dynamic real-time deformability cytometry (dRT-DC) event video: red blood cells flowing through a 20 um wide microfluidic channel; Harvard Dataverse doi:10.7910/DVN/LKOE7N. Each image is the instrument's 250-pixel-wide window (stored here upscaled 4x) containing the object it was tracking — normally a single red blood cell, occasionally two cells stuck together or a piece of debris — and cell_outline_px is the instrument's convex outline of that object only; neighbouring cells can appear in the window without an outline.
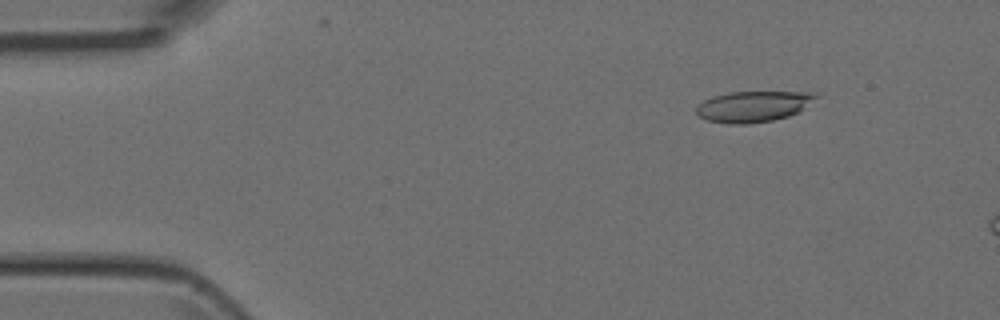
{"species": "Egyptian fruit bat (a non-hibernating species)", "species_latin": "Rousettus aegyptiacus", "temperature_condition": "room temperature", "stored_images_in_passage": 12, "camera_frame_rate_fps": 3000, "um_per_image_px": 0.085, "animal": {"sex": "female"}, "frame": {"image": 1, "passage_image": 6, "time_ms": 1.667, "image_size_px": [1000, 320], "cell_outline_px": [[820, 96], [796, 112], [788, 116], [772, 120], [744, 124], [728, 124], [708, 120], [700, 116], [696, 112], [696, 108], [704, 100], [712, 96], [728, 92], [816, 92]], "centroid_in_image_um": [64.02, 9.03], "position_along_channel_um": 21.0, "area_um2": 21.27}}